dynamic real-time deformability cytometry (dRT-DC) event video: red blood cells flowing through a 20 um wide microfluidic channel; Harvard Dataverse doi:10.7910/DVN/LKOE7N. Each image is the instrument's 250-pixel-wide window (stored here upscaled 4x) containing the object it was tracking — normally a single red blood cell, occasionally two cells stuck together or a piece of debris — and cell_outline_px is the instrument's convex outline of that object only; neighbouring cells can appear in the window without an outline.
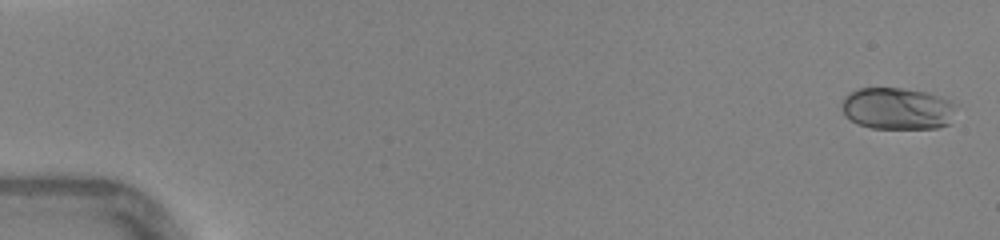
{"species": "human", "species_latin": "Homo sapiens", "temperature_condition": "warm", "stored_images_in_passage": 48, "segment_of_instrument_passage": [1, 2], "camera_frame_rate_fps": 3000, "um_per_image_px": 0.085, "donor": {"sex": "female"}, "frame": {"image": 1, "passage_image": 2, "time_ms": 0.333, "image_size_px": [1000, 240], "cell_outline_px": [[952, 108], [948, 124], [936, 128], [872, 128], [856, 124], [844, 116], [840, 108], [844, 96], [848, 92], [860, 88], [900, 88], [924, 92], [940, 96], [948, 100], [952, 104]], "centroid_in_image_um": [76.14, 9.23], "position_along_channel_um": 8.9, "area_um2": 27.69}}
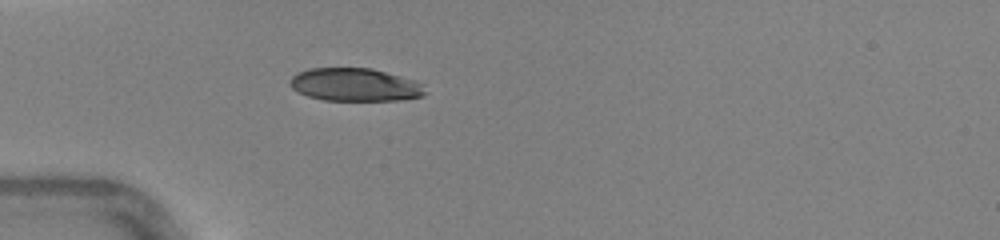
{"frame": {"image": 2, "passage_image": 15, "time_ms": 4.667, "image_size_px": [1000, 240], "cell_outline_px": [[428, 92], [424, 96], [400, 100], [324, 100], [308, 96], [296, 92], [288, 84], [288, 80], [296, 72], [308, 68], [372, 68], [416, 80], [424, 84]], "centroid_in_image_um": [30.18, 7.2], "position_along_channel_um": 54.8, "area_um2": 26.47}}
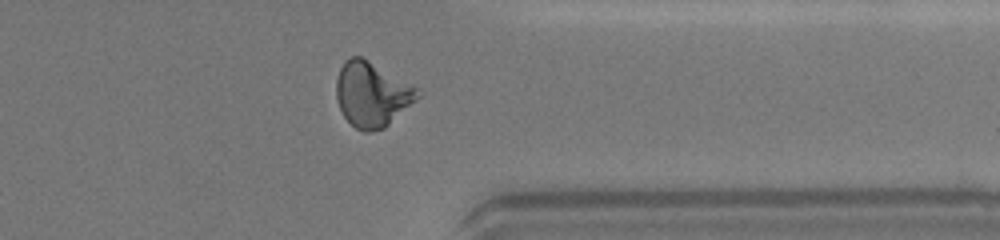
{"frame": {"image": 3, "passage_image": 38, "time_ms": 12.333, "image_size_px": [1000, 240], "cell_outline_px": [[424, 92], [416, 100], [384, 128], [372, 132], [364, 132], [356, 128], [344, 116], [336, 100], [336, 80], [340, 68], [352, 56], [360, 56], [368, 60]], "centroid_in_image_um": [31.61, 8.04], "position_along_channel_um": 379.8, "area_um2": 30.29}}